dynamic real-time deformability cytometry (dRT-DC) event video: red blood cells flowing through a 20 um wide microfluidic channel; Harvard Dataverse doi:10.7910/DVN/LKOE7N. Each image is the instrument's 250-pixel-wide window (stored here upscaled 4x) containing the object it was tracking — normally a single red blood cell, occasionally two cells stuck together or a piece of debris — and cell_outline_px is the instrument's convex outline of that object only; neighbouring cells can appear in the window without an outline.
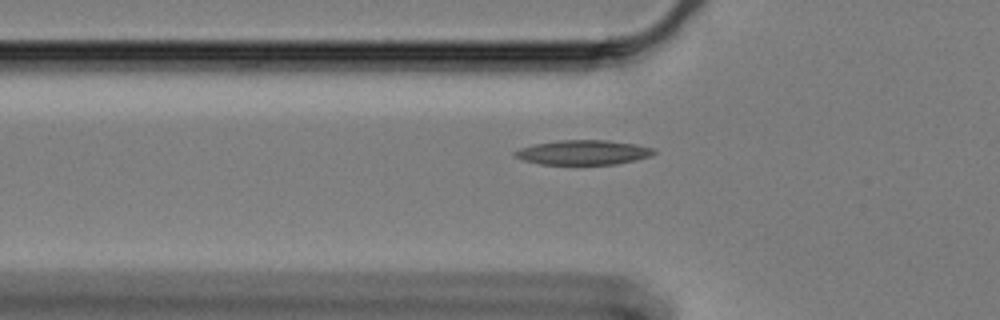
{"species": "Egyptian fruit bat (a non-hibernating species)", "species_latin": "Rousettus aegyptiacus", "temperature_condition": "cold", "stored_images_in_passage": 43, "camera_frame_rate_fps": 3000, "um_per_image_px": 0.085, "animal": {"sex": "female"}, "frame": {"image": 1, "passage_image": 3, "time_ms": 0.667, "image_size_px": [1000, 320], "cell_outline_px": [[656, 152], [652, 156], [636, 160], [616, 164], [540, 164], [524, 160], [512, 156], [512, 152], [520, 148], [536, 144], [560, 140], [608, 140], [636, 144], [652, 148]], "centroid_in_image_um": [49.57, 12.95], "position_along_channel_um": 76.2, "area_um2": 19.94}}
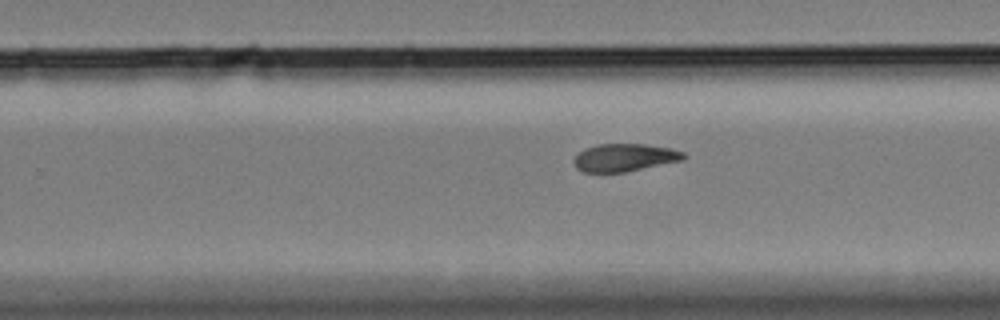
{"frame": {"image": 2, "passage_image": 21, "time_ms": 6.667, "image_size_px": [1000, 320], "cell_outline_px": [[688, 156], [684, 160], [624, 172], [584, 172], [576, 168], [572, 160], [584, 148], [596, 144], [644, 144], [672, 148], [684, 152]], "centroid_in_image_um": [53.1, 13.38], "position_along_channel_um": 276.7, "area_um2": 17.86}}
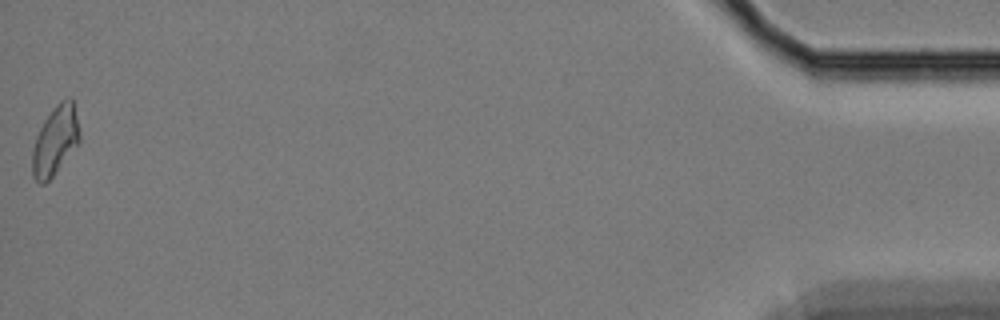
{"frame": {"image": 3, "passage_image": 43, "time_ms": 14.0, "image_size_px": [1000, 320], "cell_outline_px": [[80, 140], [52, 176], [44, 184], [40, 184], [32, 176], [32, 148], [36, 136], [44, 120], [56, 104], [60, 100], [68, 96], [72, 96], [80, 132]], "centroid_in_image_um": [4.68, 11.91], "position_along_channel_um": 430.5, "area_um2": 18.9}, "authors_computed_cell_mechanics": {"area_um2": 18.4382, "velocity_mm_per_s": 3.3387, "shape_relaxation_time_tau1_ms": null, "shape_relaxation_time_tau2_ms": 8.9111, "deformation_change_tau1": null, "deformation_change_tau2": 0.1611}}